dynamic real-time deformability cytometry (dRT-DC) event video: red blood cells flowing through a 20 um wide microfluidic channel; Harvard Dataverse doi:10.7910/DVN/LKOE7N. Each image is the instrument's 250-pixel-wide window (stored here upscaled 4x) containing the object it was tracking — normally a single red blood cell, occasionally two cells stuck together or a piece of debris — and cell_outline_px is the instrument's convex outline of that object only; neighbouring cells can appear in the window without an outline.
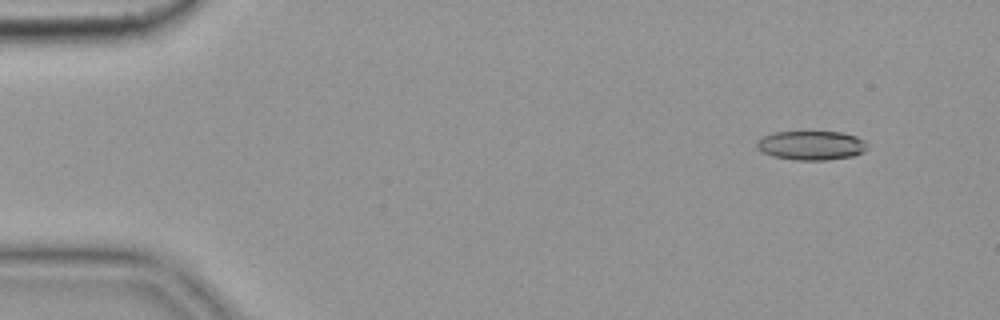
{"species": "common noctule bat (a hibernating species)", "species_latin": "Nyctalus noctula", "temperature_condition": "cold", "stored_images_in_passage": 55, "camera_frame_rate_fps": 3000, "um_per_image_px": 0.085, "animal": {"sex": "female", "body_mass_g": 19.9}, "frame": {"image": 1, "passage_image": 5, "time_ms": 1.333, "image_size_px": [1000, 320], "cell_outline_px": [[868, 148], [864, 152], [852, 156], [824, 160], [792, 160], [772, 156], [764, 152], [756, 144], [764, 136], [772, 132], [840, 132], [856, 136], [864, 140], [868, 144]], "centroid_in_image_um": [69.01, 12.36], "position_along_channel_um": 16.0, "area_um2": 18.67}}
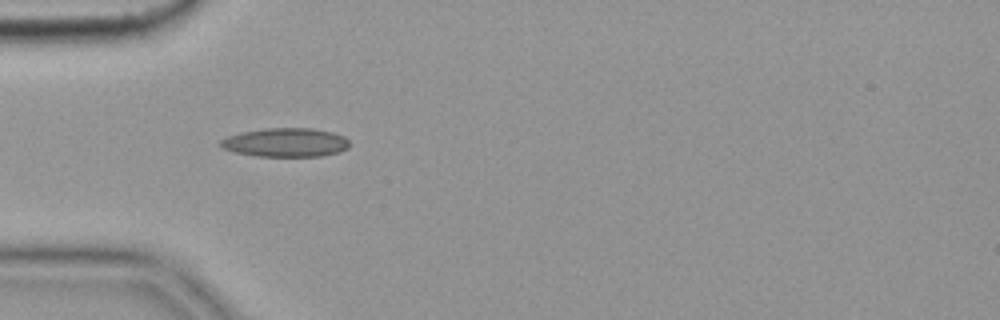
{"frame": {"image": 2, "passage_image": 17, "time_ms": 5.333, "image_size_px": [1000, 320], "cell_outline_px": [[348, 148], [340, 152], [320, 156], [256, 156], [232, 152], [220, 148], [220, 140], [228, 136], [240, 132], [264, 128], [312, 128], [332, 132], [344, 136], [348, 140]], "centroid_in_image_um": [24.24, 12.11], "position_along_channel_um": 60.8, "area_um2": 21.85}}
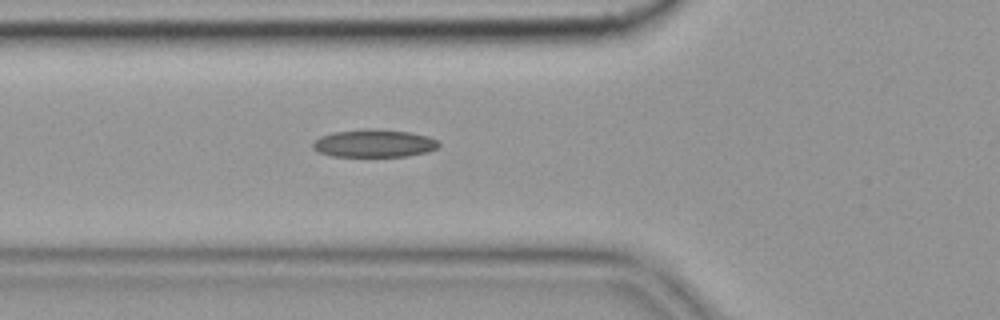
{"frame": {"image": 3, "passage_image": 20, "time_ms": 6.333, "image_size_px": [1000, 320], "cell_outline_px": [[440, 144], [436, 148], [428, 152], [404, 156], [332, 156], [320, 152], [312, 148], [312, 144], [320, 136], [332, 132], [364, 128], [376, 128], [408, 132], [428, 136], [436, 140]], "centroid_in_image_um": [31.78, 12.17], "position_along_channel_um": 94.0, "area_um2": 20.4}, "authors_computed_cell_mechanics": {"area_um2": 19.4208, "velocity_mm_per_s": 3.6388, "shape_relaxation_time_tau1_ms": null, "shape_relaxation_time_tau2_ms": 4.6216, "deformation_change_tau1": null, "deformation_change_tau2": 0.1203}}